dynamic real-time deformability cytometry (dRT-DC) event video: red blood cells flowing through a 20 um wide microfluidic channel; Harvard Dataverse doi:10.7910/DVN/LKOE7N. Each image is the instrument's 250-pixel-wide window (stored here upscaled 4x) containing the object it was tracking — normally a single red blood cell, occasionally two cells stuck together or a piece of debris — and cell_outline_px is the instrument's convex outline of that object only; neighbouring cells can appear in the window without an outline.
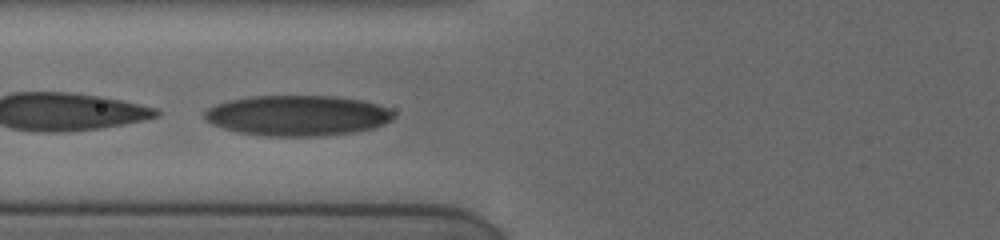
{"species": "human", "species_latin": "Homo sapiens", "temperature_condition": "cold", "stored_images_in_passage": 11, "camera_frame_rate_fps": 3000, "um_per_image_px": 0.085, "donor": {"sex": "female"}, "frame": {"image": 1, "passage_image": 7, "time_ms": 4.667, "image_size_px": [1000, 240], "cell_outline_px": [[396, 116], [392, 120], [384, 124], [372, 128], [356, 132], [320, 136], [264, 136], [240, 132], [224, 128], [212, 124], [204, 120], [204, 112], [208, 108], [216, 104], [228, 100], [248, 96], [336, 96], [360, 100], [376, 104], [388, 108]], "centroid_in_image_um": [25.28, 9.82], "position_along_channel_um": 100.5, "area_um2": 44.74}}
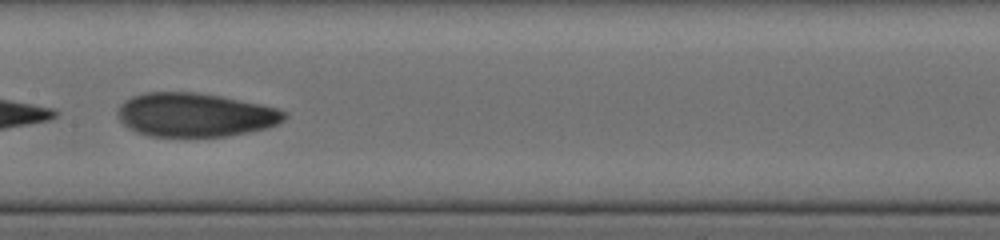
{"frame": {"image": 2, "passage_image": 10, "time_ms": 7.0, "image_size_px": [1000, 240], "cell_outline_px": [[288, 116], [284, 120], [268, 128], [228, 136], [148, 136], [136, 132], [128, 128], [120, 120], [120, 104], [132, 96], [144, 92], [192, 92], [220, 96], [260, 104], [276, 108], [288, 112]], "centroid_in_image_um": [16.61, 9.77], "position_along_channel_um": 190.8, "area_um2": 42.37}}